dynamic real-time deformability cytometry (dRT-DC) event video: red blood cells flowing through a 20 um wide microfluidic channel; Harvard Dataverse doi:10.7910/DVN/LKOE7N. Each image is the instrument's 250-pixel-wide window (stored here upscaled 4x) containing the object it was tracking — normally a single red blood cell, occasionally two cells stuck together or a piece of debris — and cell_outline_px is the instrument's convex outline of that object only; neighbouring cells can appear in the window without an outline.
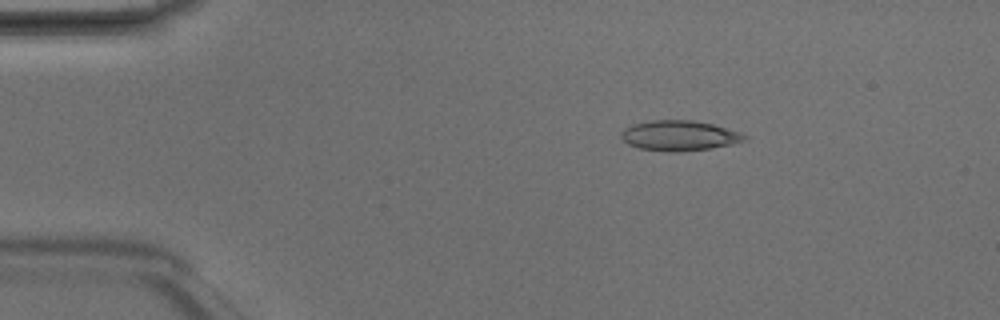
{"species": "Egyptian fruit bat (a non-hibernating species)", "species_latin": "Rousettus aegyptiacus", "temperature_condition": "room temperature", "stored_images_in_passage": 5, "camera_frame_rate_fps": 3000, "um_per_image_px": 0.085, "animal": {"sex": "male"}, "frame": {"image": 1, "passage_image": 2, "time_ms": 0.333, "image_size_px": [1000, 320], "cell_outline_px": [[748, 136], [744, 140], [732, 144], [712, 148], [680, 152], [668, 152], [640, 148], [628, 144], [620, 136], [620, 132], [624, 128], [632, 124], [652, 120], [692, 120], [712, 124], [740, 132]], "centroid_in_image_um": [57.72, 11.53], "position_along_channel_um": 27.3, "area_um2": 21.73}}